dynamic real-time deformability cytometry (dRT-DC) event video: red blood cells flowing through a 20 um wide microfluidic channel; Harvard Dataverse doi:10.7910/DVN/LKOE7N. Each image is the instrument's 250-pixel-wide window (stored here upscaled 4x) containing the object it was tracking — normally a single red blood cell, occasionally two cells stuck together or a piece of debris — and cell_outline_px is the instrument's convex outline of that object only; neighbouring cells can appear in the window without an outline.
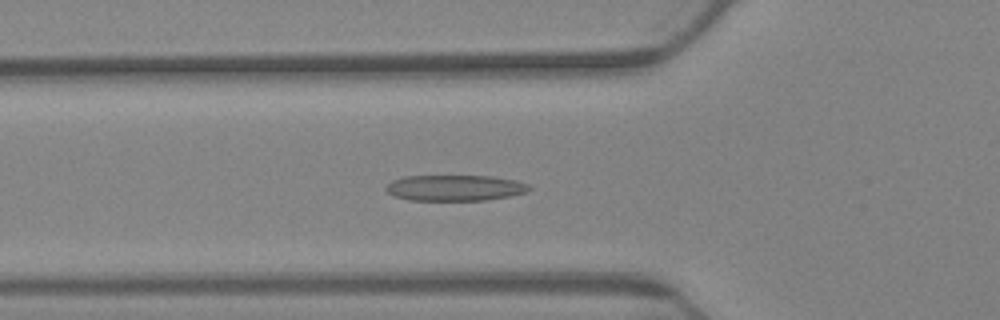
{"species": "Egyptian fruit bat (a non-hibernating species)", "species_latin": "Rousettus aegyptiacus", "temperature_condition": "warm", "stored_images_in_passage": 54, "camera_frame_rate_fps": 3000, "um_per_image_px": 0.085, "animal": {"sex": "female"}, "frame": {"image": 1, "passage_image": 15, "time_ms": 4.667, "image_size_px": [1000, 320], "cell_outline_px": [[532, 188], [524, 192], [512, 196], [488, 200], [408, 200], [396, 196], [388, 192], [384, 188], [392, 180], [404, 176], [488, 176], [516, 180], [528, 184]], "centroid_in_image_um": [38.67, 15.97], "position_along_channel_um": 87.1, "area_um2": 21.56}}
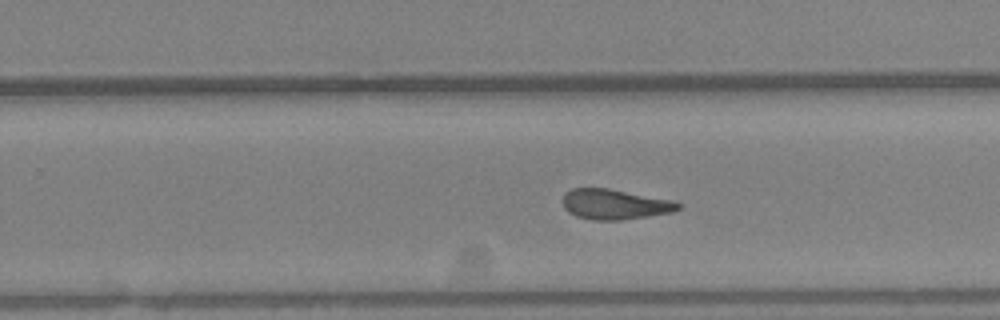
{"frame": {"image": 2, "passage_image": 32, "time_ms": 10.333, "image_size_px": [1000, 320], "cell_outline_px": [[680, 208], [672, 212], [620, 220], [592, 220], [576, 216], [568, 212], [564, 208], [564, 192], [572, 188], [608, 188], [668, 200], [680, 204]], "centroid_in_image_um": [52.18, 17.37], "position_along_channel_um": 277.6, "area_um2": 19.94}}
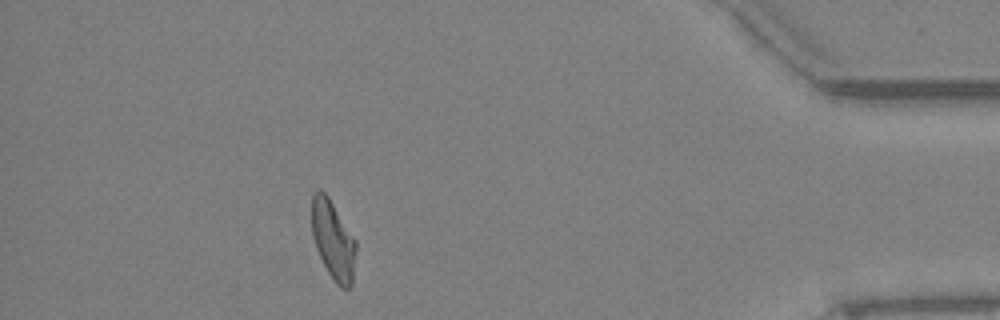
{"frame": {"image": 3, "passage_image": 48, "time_ms": 15.667, "image_size_px": [1000, 320], "cell_outline_px": [[356, 252], [352, 284], [348, 288], [340, 288], [336, 284], [328, 272], [316, 248], [312, 236], [312, 196], [320, 188], [328, 196], [356, 240]], "centroid_in_image_um": [28.32, 20.41], "position_along_channel_um": 406.9, "area_um2": 20.23}, "authors_computed_cell_mechanics": {"area_um2": 20.9236, "velocity_mm_per_s": 3.3799, "shape_relaxation_time_tau1_ms": null, "shape_relaxation_time_tau2_ms": 2.2665, "deformation_change_tau1": null, "deformation_change_tau2": 0.1065}}